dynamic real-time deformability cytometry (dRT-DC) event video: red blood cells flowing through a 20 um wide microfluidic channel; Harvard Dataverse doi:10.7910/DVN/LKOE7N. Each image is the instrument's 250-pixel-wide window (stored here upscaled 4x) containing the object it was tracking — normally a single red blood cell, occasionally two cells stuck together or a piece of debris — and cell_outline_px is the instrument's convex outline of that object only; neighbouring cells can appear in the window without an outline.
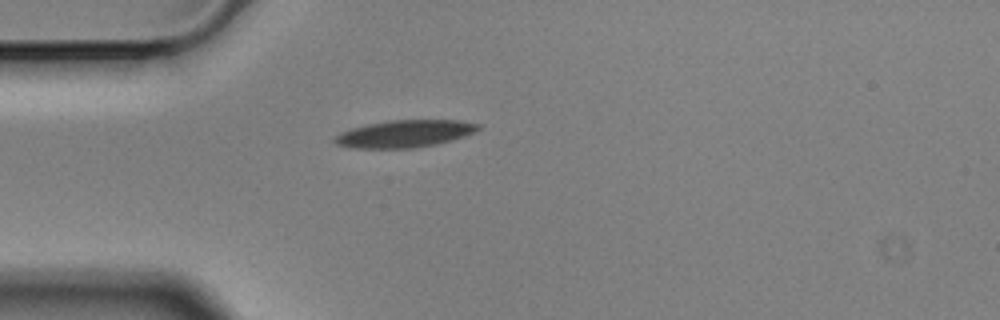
{"species": "Egyptian fruit bat (a non-hibernating species)", "species_latin": "Rousettus aegyptiacus", "temperature_condition": "cold", "stored_images_in_passage": 1, "camera_frame_rate_fps": 3000, "um_per_image_px": 0.085, "animal": {"sex": "male"}, "frame": {"image": 1, "passage_image": 1, "time_ms": 0.0, "image_size_px": [1000, 320], "cell_outline_px": [[480, 128], [476, 132], [452, 140], [436, 144], [416, 148], [352, 148], [336, 144], [332, 140], [340, 132], [352, 128], [368, 124], [388, 120], [460, 120], [480, 124]], "centroid_in_image_um": [34.41, 11.36], "position_along_channel_um": 50.6, "area_um2": 22.89}}